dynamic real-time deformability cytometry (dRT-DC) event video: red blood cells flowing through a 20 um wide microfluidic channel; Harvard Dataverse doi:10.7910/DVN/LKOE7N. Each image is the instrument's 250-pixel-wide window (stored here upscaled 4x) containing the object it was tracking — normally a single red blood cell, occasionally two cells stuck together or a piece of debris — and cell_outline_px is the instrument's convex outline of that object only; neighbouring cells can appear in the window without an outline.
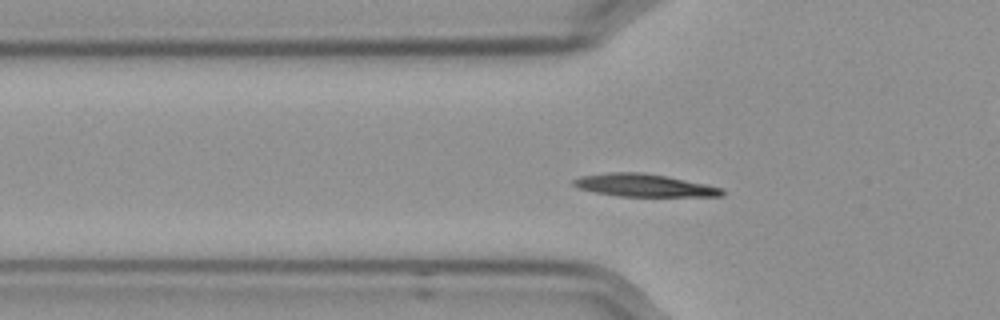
{"species": "Egyptian fruit bat (a non-hibernating species)", "species_latin": "Rousettus aegyptiacus", "temperature_condition": "cold", "stored_images_in_passage": 43, "camera_frame_rate_fps": 3000, "um_per_image_px": 0.085, "frame": {"image": 1, "passage_image": 4, "time_ms": 1.0, "image_size_px": [1000, 320], "cell_outline_px": [[724, 196], [616, 196], [596, 192], [580, 188], [572, 184], [572, 180], [580, 176], [608, 172], [640, 172], [668, 176], [704, 184], [720, 188], [724, 192]], "centroid_in_image_um": [54.7, 15.74], "position_along_channel_um": 71.1, "area_um2": 19.42}}
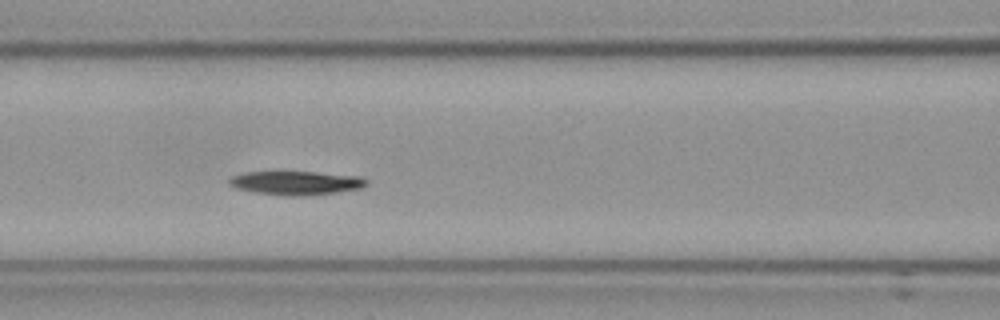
{"frame": {"image": 2, "passage_image": 10, "time_ms": 3.0, "image_size_px": [1000, 320], "cell_outline_px": [[368, 184], [364, 188], [336, 192], [304, 196], [296, 196], [256, 192], [236, 188], [228, 184], [228, 180], [232, 176], [244, 172], [316, 172], [360, 176], [368, 180]], "centroid_in_image_um": [25.21, 15.54], "position_along_channel_um": 141.4, "area_um2": 18.96}}
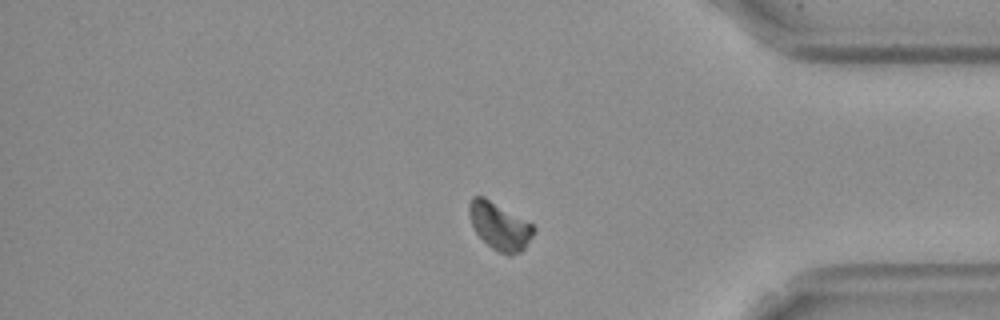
{"frame": {"image": 3, "passage_image": 33, "time_ms": 10.667, "image_size_px": [1000, 320], "cell_outline_px": [[536, 228], [532, 236], [524, 248], [520, 252], [512, 256], [508, 256], [492, 248], [476, 232], [468, 216], [468, 204], [472, 196], [484, 196], [532, 224]], "centroid_in_image_um": [42.44, 19.21], "position_along_channel_um": 392.8, "area_um2": 17.69}, "authors_computed_cell_mechanics": {"area_um2": 18.3804, "velocity_mm_per_s": 3.5403, "shape_relaxation_time_tau1_ms": 3.4092, "shape_relaxation_time_tau2_ms": null, "deformation_change_tau1": 0.1267, "deformation_change_tau2": null}}